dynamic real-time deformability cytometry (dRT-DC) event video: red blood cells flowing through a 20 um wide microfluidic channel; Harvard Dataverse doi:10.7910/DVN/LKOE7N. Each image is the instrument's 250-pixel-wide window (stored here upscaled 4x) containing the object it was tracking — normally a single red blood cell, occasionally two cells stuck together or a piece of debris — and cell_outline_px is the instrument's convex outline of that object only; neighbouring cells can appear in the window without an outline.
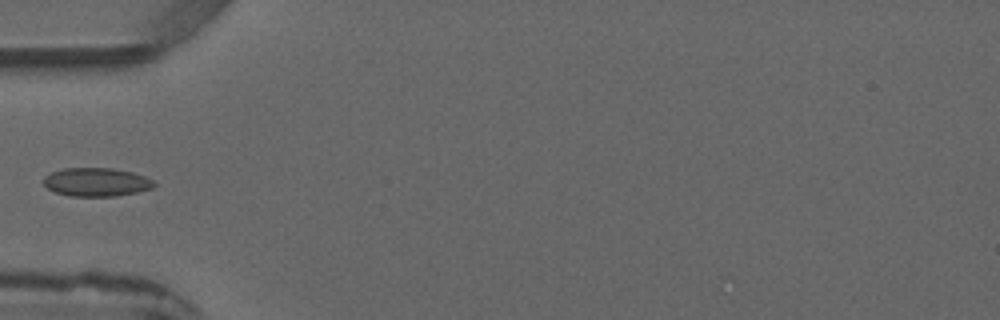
{"species": "common noctule bat (a hibernating species)", "species_latin": "Nyctalus noctula", "temperature_condition": "warm", "stored_images_in_passage": 4, "camera_frame_rate_fps": 3000, "um_per_image_px": 0.085, "animal": {"sex": "male", "forearm_length_mm": 52.5}, "frame": {"image": 1, "passage_image": 4, "time_ms": 4.333, "image_size_px": [1000, 320], "cell_outline_px": [[156, 184], [152, 188], [136, 192], [116, 196], [68, 196], [56, 192], [48, 188], [40, 180], [44, 176], [52, 172], [64, 168], [112, 168], [132, 172], [144, 176], [152, 180]], "centroid_in_image_um": [8.16, 15.47], "position_along_channel_um": 76.8, "area_um2": 18.38}}